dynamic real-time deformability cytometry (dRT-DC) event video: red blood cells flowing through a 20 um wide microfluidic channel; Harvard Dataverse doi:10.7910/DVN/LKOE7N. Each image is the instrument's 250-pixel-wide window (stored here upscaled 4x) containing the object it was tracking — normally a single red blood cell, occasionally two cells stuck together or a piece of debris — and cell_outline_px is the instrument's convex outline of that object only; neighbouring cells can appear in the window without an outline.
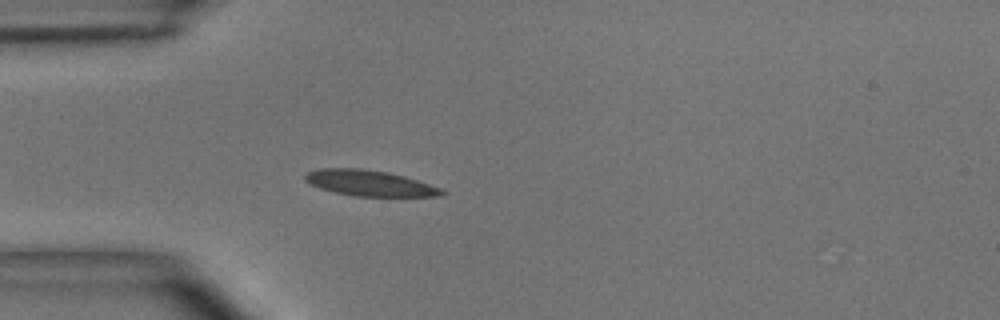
{"species": "common noctule bat (a hibernating species)", "species_latin": "Nyctalus noctula", "temperature_condition": "room temperature", "stored_images_in_passage": 1, "camera_frame_rate_fps": 3000, "um_per_image_px": 0.085, "animal": {"sex": "male", "body_mass_g": 15.6}, "frame": {"image": 1, "passage_image": 1, "time_ms": 0.0, "image_size_px": [1000, 320], "cell_outline_px": [[448, 192], [444, 196], [356, 196], [336, 192], [320, 188], [304, 180], [304, 176], [308, 172], [320, 168], [360, 168], [384, 172], [404, 176], [440, 188]], "centroid_in_image_um": [31.43, 15.57], "position_along_channel_um": 53.6, "area_um2": 20.23}}